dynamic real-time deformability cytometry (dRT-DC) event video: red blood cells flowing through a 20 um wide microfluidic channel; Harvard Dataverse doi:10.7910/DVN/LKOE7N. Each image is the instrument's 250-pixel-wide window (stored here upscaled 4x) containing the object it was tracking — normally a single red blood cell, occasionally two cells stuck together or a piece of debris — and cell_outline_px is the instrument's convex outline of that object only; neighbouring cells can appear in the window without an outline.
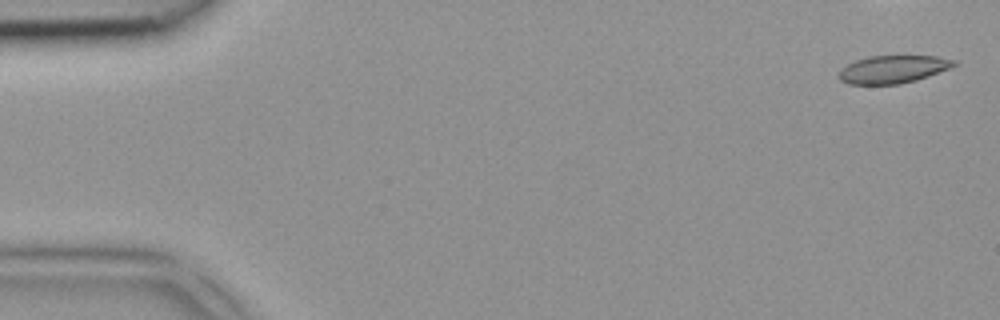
{"species": "common noctule bat (a hibernating species)", "species_latin": "Nyctalus noctula", "temperature_condition": "room temperature", "stored_images_in_passage": 5, "camera_frame_rate_fps": 3000, "um_per_image_px": 0.085, "animal": {"sex": "female", "body_mass_g": 18.4}, "frame": {"image": 1, "passage_image": 1, "time_ms": 0.0, "image_size_px": [1000, 320], "cell_outline_px": [[960, 64], [952, 68], [916, 80], [900, 84], [848, 84], [840, 80], [840, 68], [856, 60], [868, 56], [936, 56], [956, 60]], "centroid_in_image_um": [75.95, 5.88], "position_along_channel_um": 9.0, "area_um2": 18.73}}
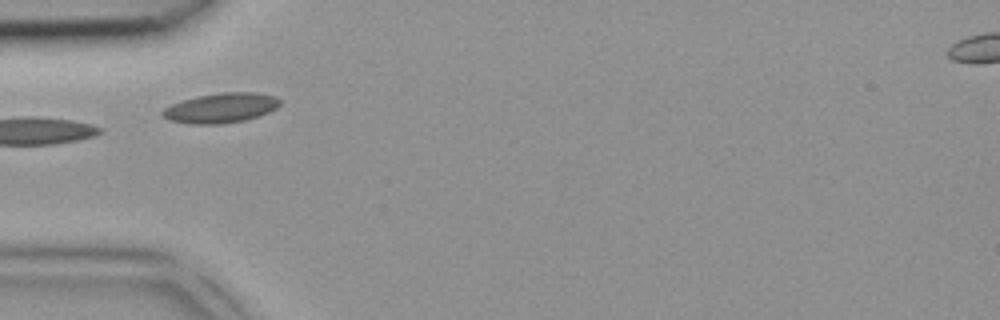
{"frame": {"image": 2, "passage_image": 5, "time_ms": 1.333, "image_size_px": [1000, 320], "cell_outline_px": [[280, 104], [276, 108], [268, 112], [244, 120], [220, 124], [188, 124], [172, 120], [164, 116], [160, 112], [164, 108], [172, 104], [196, 96], [224, 92], [256, 92], [276, 96], [280, 100]], "centroid_in_image_um": [18.79, 9.16], "position_along_channel_um": 66.2, "area_um2": 20.23}}